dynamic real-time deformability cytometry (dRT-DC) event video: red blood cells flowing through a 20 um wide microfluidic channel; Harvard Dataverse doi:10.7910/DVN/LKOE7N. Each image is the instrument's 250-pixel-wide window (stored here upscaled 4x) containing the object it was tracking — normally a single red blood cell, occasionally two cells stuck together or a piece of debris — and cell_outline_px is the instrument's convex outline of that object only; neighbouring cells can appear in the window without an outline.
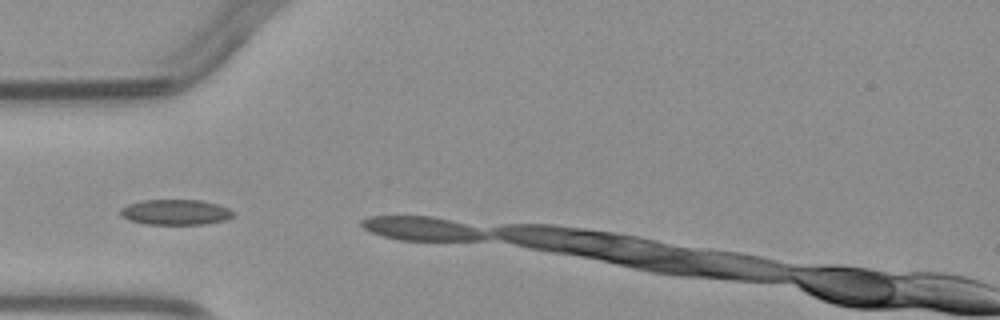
{"species": "common noctule bat (a hibernating species)", "species_latin": "Nyctalus noctula", "temperature_condition": "warm", "stored_images_in_passage": 6, "camera_frame_rate_fps": 3000, "um_per_image_px": 0.085, "animal": {"sex": "male", "body_mass_g": 23.1, "forearm_length_mm": 52.7}, "frame": {"image": 1, "passage_image": 1, "time_ms": 0.0, "image_size_px": [1000, 320], "cell_outline_px": [[236, 212], [228, 220], [204, 224], [148, 224], [128, 220], [120, 216], [120, 208], [128, 204], [144, 200], [200, 200], [216, 204], [228, 208]], "centroid_in_image_um": [14.92, 18.04], "position_along_channel_um": 70.1, "area_um2": 16.76}}
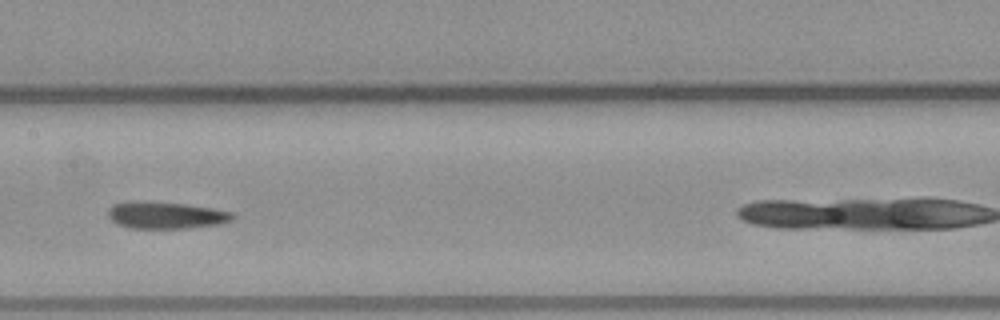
{"frame": {"image": 2, "passage_image": 5, "time_ms": 5.667, "image_size_px": [1000, 320], "cell_outline_px": [[236, 216], [232, 220], [224, 224], [188, 228], [128, 228], [116, 224], [108, 216], [108, 208], [112, 204], [128, 200], [144, 200], [184, 204], [212, 208], [232, 212]], "centroid_in_image_um": [14.07, 18.28], "position_along_channel_um": 193.3, "area_um2": 20.06}}